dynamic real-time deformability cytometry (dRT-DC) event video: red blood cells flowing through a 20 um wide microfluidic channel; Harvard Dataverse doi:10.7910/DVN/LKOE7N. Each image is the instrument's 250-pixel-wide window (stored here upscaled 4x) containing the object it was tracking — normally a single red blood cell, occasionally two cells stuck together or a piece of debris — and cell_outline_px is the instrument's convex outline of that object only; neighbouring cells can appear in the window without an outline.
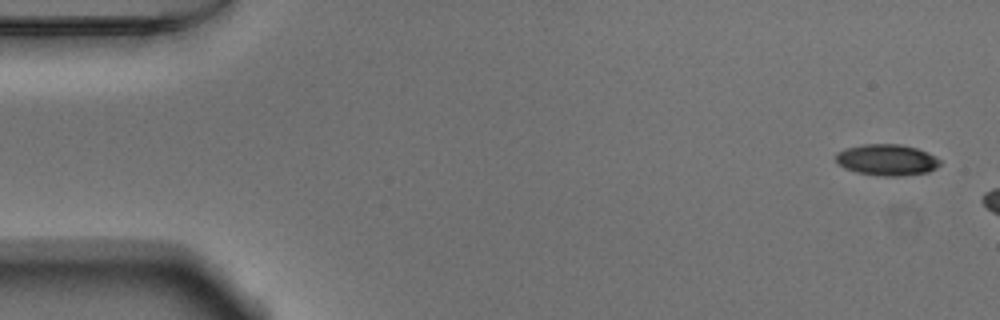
{"species": "Egyptian fruit bat (a non-hibernating species)", "species_latin": "Rousettus aegyptiacus", "temperature_condition": "warm", "stored_images_in_passage": 7, "camera_frame_rate_fps": 3000, "um_per_image_px": 0.085, "animal": {"sex": "male"}, "frame": {"image": 1, "passage_image": 1, "time_ms": 0.0, "image_size_px": [1000, 320], "cell_outline_px": [[940, 164], [936, 168], [928, 172], [904, 176], [884, 176], [856, 172], [844, 168], [836, 160], [836, 152], [844, 148], [864, 144], [900, 144], [916, 148], [928, 152], [940, 160]], "centroid_in_image_um": [75.38, 13.59], "position_along_channel_um": 9.6, "area_um2": 19.02}}